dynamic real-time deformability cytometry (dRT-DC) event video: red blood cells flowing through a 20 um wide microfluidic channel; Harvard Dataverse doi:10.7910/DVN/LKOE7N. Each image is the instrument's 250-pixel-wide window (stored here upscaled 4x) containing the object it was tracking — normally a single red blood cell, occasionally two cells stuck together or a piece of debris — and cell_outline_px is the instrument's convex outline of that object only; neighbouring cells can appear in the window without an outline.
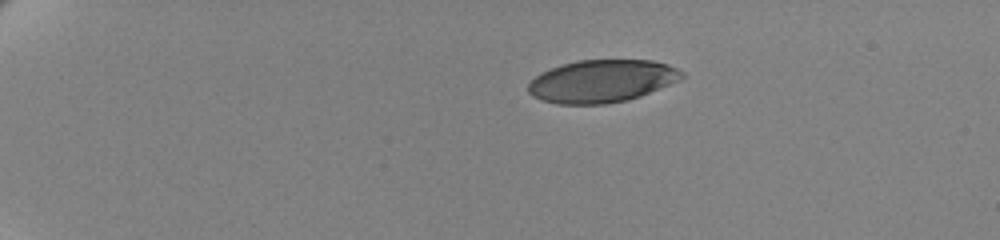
{"species": "human", "species_latin": "Homo sapiens", "temperature_condition": "cold", "stored_images_in_passage": 49, "camera_frame_rate_fps": 3000, "um_per_image_px": 0.085, "donor": {"sex": "female"}, "frame": {"image": 1, "passage_image": 1, "time_ms": 0.0, "image_size_px": [1000, 240], "cell_outline_px": [[684, 76], [668, 84], [640, 96], [628, 100], [604, 104], [560, 104], [540, 100], [532, 96], [528, 92], [528, 84], [536, 76], [552, 68], [564, 64], [580, 60], [652, 60], [668, 64], [684, 72]], "centroid_in_image_um": [51.14, 6.9], "position_along_channel_um": 33.9, "area_um2": 37.74}}
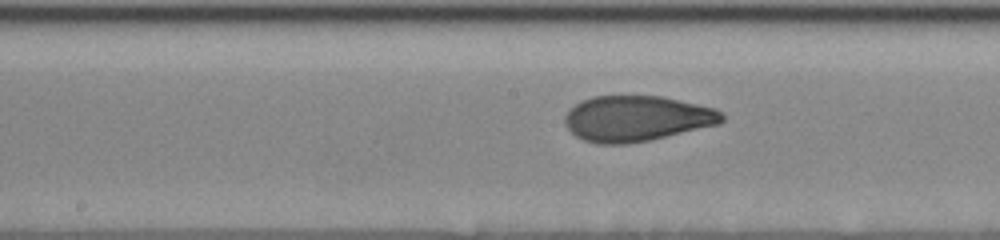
{"frame": {"image": 2, "passage_image": 23, "time_ms": 7.333, "image_size_px": [1000, 240], "cell_outline_px": [[724, 120], [720, 124], [652, 140], [628, 144], [596, 144], [584, 140], [576, 136], [564, 124], [564, 116], [576, 104], [592, 96], [660, 96], [716, 108], [724, 116]], "centroid_in_image_um": [54.13, 10.09], "position_along_channel_um": 194.1, "area_um2": 41.85}}
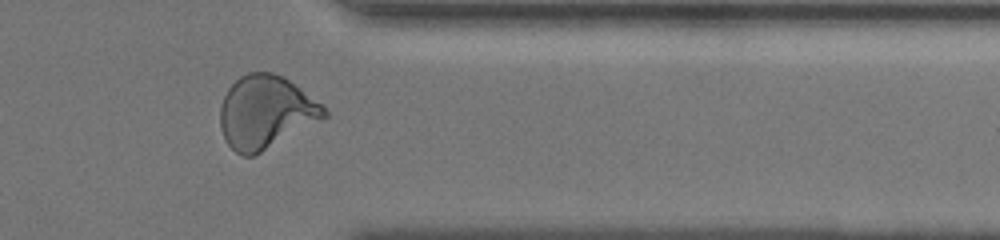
{"frame": {"image": 3, "passage_image": 40, "time_ms": 13.0, "image_size_px": [1000, 240], "cell_outline_px": [[328, 116], [324, 120], [252, 156], [244, 156], [236, 152], [224, 140], [220, 128], [220, 108], [224, 96], [228, 88], [240, 76], [248, 72], [272, 72], [284, 76], [300, 88], [320, 104], [328, 112]], "centroid_in_image_um": [22.58, 9.53], "position_along_channel_um": 388.8, "area_um2": 44.16}, "authors_computed_cell_mechanics": {"area_um2": 41.8472, "velocity_mm_per_s": 3.4742, "shape_relaxation_time_tau1_ms": 5.1157, "shape_relaxation_time_tau2_ms": 1.0087, "deformation_change_tau1": 0.1897, "deformation_change_tau2": 0.0638}}